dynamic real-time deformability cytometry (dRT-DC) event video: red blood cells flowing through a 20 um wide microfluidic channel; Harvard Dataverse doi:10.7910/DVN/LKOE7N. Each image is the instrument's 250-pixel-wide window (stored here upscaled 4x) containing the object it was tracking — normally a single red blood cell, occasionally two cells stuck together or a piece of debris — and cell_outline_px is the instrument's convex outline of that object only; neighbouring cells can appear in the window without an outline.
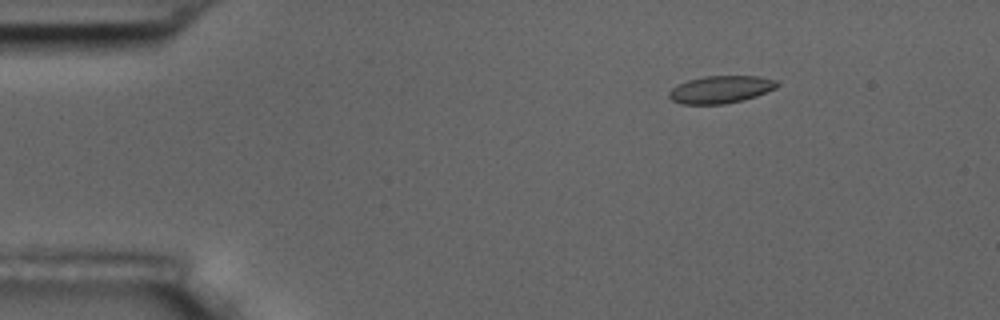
{"species": "common noctule bat (a hibernating species)", "species_latin": "Nyctalus noctula", "temperature_condition": "room temperature", "stored_images_in_passage": 7, "camera_frame_rate_fps": 3000, "um_per_image_px": 0.085, "animal": {"sex": "male", "body_mass_g": 17.5, "forearm_length_mm": 52.3}, "frame": {"image": 1, "passage_image": 3, "time_ms": 2.333, "image_size_px": [1000, 320], "cell_outline_px": [[780, 84], [776, 88], [756, 96], [744, 100], [724, 104], [680, 104], [672, 100], [668, 96], [668, 92], [676, 84], [688, 80], [704, 76], [760, 76], [776, 80]], "centroid_in_image_um": [61.25, 7.6], "position_along_channel_um": 23.8, "area_um2": 17.46}}
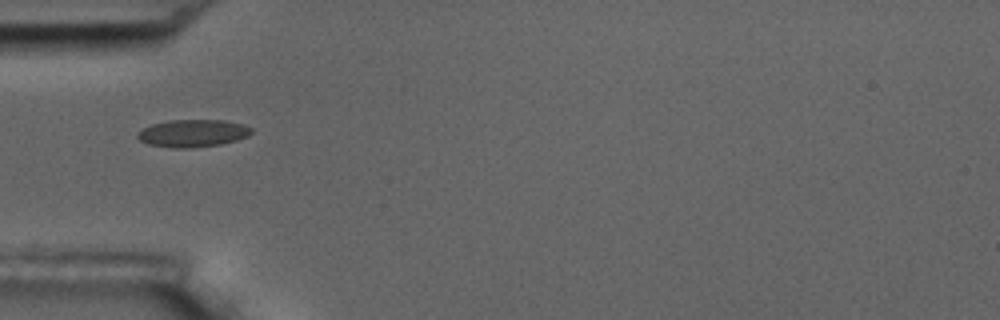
{"frame": {"image": 2, "passage_image": 6, "time_ms": 5.667, "image_size_px": [1000, 320], "cell_outline_px": [[252, 132], [248, 136], [236, 140], [220, 144], [188, 148], [172, 148], [148, 144], [140, 140], [136, 136], [136, 132], [152, 124], [168, 120], [224, 120], [240, 124], [252, 128]], "centroid_in_image_um": [16.35, 11.32], "position_along_channel_um": 68.7, "area_um2": 18.15}}